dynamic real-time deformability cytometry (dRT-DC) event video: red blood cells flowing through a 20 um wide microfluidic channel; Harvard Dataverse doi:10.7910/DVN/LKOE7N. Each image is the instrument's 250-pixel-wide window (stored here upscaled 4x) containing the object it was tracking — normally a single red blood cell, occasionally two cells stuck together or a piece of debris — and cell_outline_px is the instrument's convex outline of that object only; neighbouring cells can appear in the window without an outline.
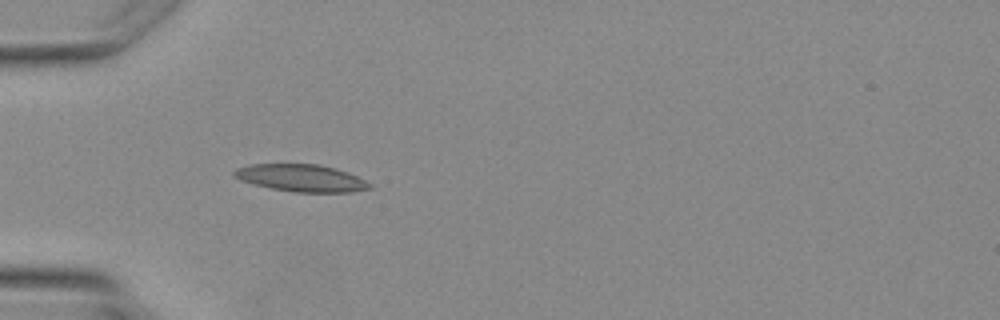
{"species": "Egyptian fruit bat (a non-hibernating species)", "species_latin": "Rousettus aegyptiacus", "temperature_condition": "warm", "stored_images_in_passage": 3, "camera_frame_rate_fps": 3000, "um_per_image_px": 0.085, "animal": {"sex": "female"}, "frame": {"image": 1, "passage_image": 3, "time_ms": 2.667, "image_size_px": [1000, 320], "cell_outline_px": [[372, 188], [352, 192], [292, 192], [272, 188], [240, 180], [232, 176], [232, 172], [236, 168], [252, 164], [320, 164], [336, 168], [348, 172], [372, 184]], "centroid_in_image_um": [25.61, 15.12], "position_along_channel_um": 59.4, "area_um2": 21.5}}